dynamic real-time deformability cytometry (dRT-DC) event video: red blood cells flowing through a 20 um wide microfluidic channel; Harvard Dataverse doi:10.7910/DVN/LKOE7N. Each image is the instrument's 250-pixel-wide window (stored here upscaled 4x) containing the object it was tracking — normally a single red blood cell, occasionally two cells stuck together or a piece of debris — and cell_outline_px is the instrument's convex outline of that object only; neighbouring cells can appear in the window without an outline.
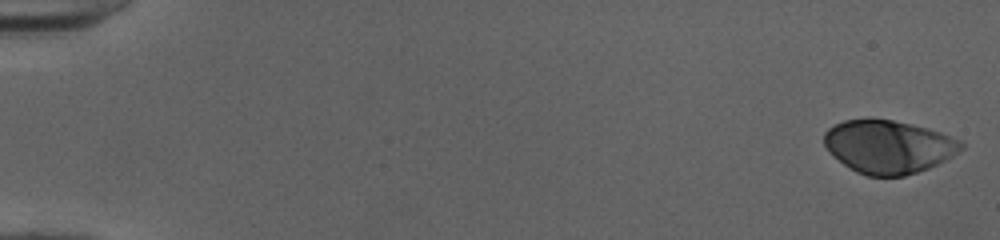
{"species": "human", "species_latin": "Homo sapiens", "temperature_condition": "cold", "stored_images_in_passage": 51, "camera_frame_rate_fps": 3000, "um_per_image_px": 0.085, "donor": {"sex": "female"}, "frame": {"image": 1, "passage_image": 1, "time_ms": 0.0, "image_size_px": [1000, 240], "cell_outline_px": [[964, 148], [952, 156], [928, 168], [904, 176], [868, 176], [856, 172], [844, 164], [828, 152], [824, 144], [824, 132], [828, 128], [844, 120], [872, 116], [912, 124], [928, 128], [940, 132], [960, 140], [964, 144]], "centroid_in_image_um": [75.49, 12.44], "position_along_channel_um": 9.5, "area_um2": 42.83}}
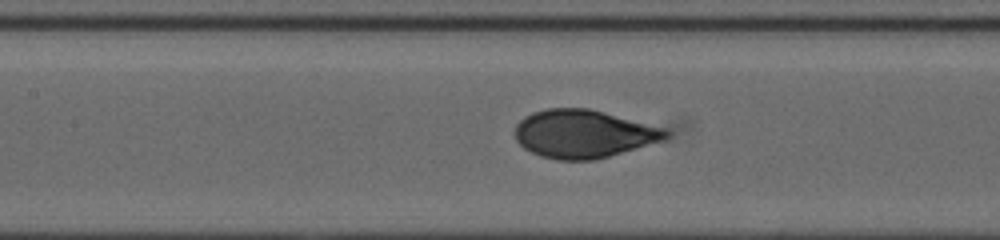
{"frame": {"image": 2, "passage_image": 25, "time_ms": 8.0, "image_size_px": [1000, 240], "cell_outline_px": [[672, 132], [664, 140], [596, 160], [556, 160], [540, 156], [524, 148], [516, 140], [516, 124], [524, 116], [532, 112], [548, 108], [588, 108], [664, 128]], "centroid_in_image_um": [49.59, 11.38], "position_along_channel_um": 157.8, "area_um2": 42.19}}
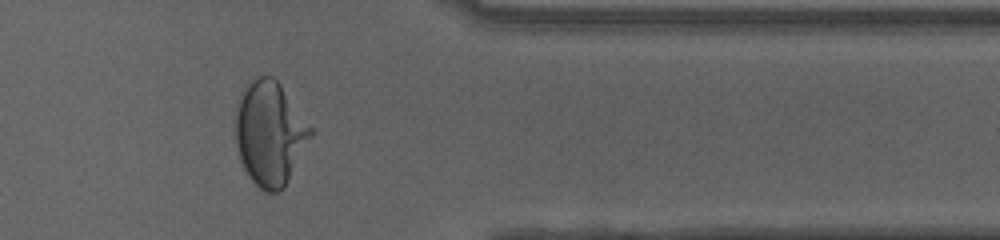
{"frame": {"image": 3, "passage_image": 43, "time_ms": 14.0, "image_size_px": [1000, 240], "cell_outline_px": [[312, 136], [284, 188], [280, 192], [264, 192], [252, 180], [244, 168], [240, 160], [236, 144], [232, 120], [236, 108], [244, 92], [260, 76], [272, 76], [280, 84], [312, 128]], "centroid_in_image_um": [22.92, 11.39], "position_along_channel_um": 388.5, "area_um2": 45.08}, "authors_computed_cell_mechanics": {"area_um2": 42.5986, "velocity_mm_per_s": 4.0164, "shape_relaxation_time_tau1_ms": 4.1549, "shape_relaxation_time_tau2_ms": null, "deformation_change_tau1": 0.1905, "deformation_change_tau2": null}}